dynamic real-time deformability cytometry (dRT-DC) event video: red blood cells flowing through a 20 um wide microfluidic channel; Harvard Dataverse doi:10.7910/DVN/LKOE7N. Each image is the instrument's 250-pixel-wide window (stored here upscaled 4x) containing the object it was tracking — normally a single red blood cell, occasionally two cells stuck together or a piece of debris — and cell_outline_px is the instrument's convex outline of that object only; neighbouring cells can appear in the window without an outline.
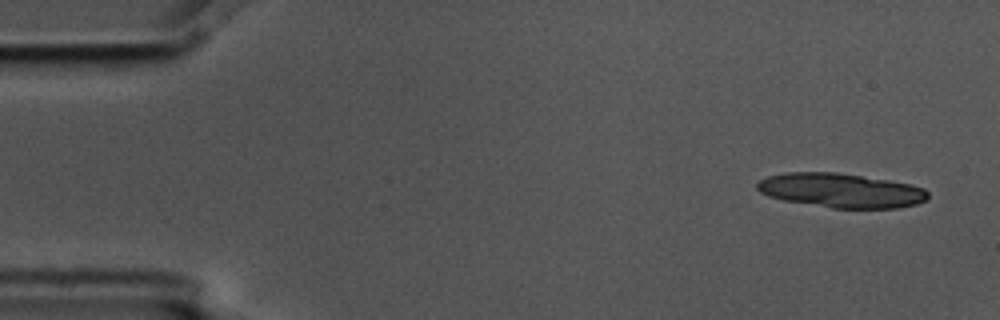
{"species": "common noctule bat (a hibernating species)", "species_latin": "Nyctalus noctula", "temperature_condition": "cold", "stored_images_in_passage": 6, "segment_of_instrument_passage": [1, 2], "camera_frame_rate_fps": 3000, "um_per_image_px": 0.085, "animal": {"sex": "male", "body_mass_g": 17.5, "forearm_length_mm": 52.3}, "frame": {"image": 1, "passage_image": 1, "time_ms": 0.0, "image_size_px": [1000, 320], "cell_outline_px": [[928, 196], [924, 200], [916, 204], [900, 208], [832, 208], [784, 200], [768, 196], [760, 192], [756, 188], [756, 184], [760, 180], [768, 176], [788, 172], [836, 172], [888, 180], [912, 184], [924, 188], [928, 192]], "centroid_in_image_um": [71.48, 16.19], "position_along_channel_um": 13.5, "area_um2": 34.1}}